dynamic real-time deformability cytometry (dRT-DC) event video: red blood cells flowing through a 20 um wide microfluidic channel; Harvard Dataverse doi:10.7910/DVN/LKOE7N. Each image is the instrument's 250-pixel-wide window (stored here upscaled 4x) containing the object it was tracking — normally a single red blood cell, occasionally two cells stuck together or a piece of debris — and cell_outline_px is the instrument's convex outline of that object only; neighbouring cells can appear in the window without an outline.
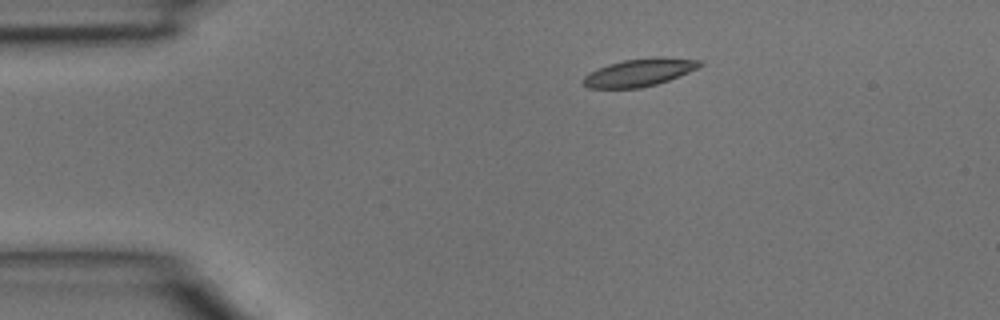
{"species": "common noctule bat (a hibernating species)", "species_latin": "Nyctalus noctula", "temperature_condition": "room temperature", "stored_images_in_passage": 3, "camera_frame_rate_fps": 3000, "um_per_image_px": 0.085, "animal": {"sex": "male", "body_mass_g": 15.6}, "frame": {"image": 1, "passage_image": 2, "time_ms": 0.333, "image_size_px": [1000, 320], "cell_outline_px": [[704, 64], [700, 68], [668, 80], [656, 84], [640, 88], [588, 88], [580, 80], [588, 72], [608, 64], [624, 60], [656, 56], [664, 56], [700, 60]], "centroid_in_image_um": [54.36, 6.14], "position_along_channel_um": 30.6, "area_um2": 19.07}}